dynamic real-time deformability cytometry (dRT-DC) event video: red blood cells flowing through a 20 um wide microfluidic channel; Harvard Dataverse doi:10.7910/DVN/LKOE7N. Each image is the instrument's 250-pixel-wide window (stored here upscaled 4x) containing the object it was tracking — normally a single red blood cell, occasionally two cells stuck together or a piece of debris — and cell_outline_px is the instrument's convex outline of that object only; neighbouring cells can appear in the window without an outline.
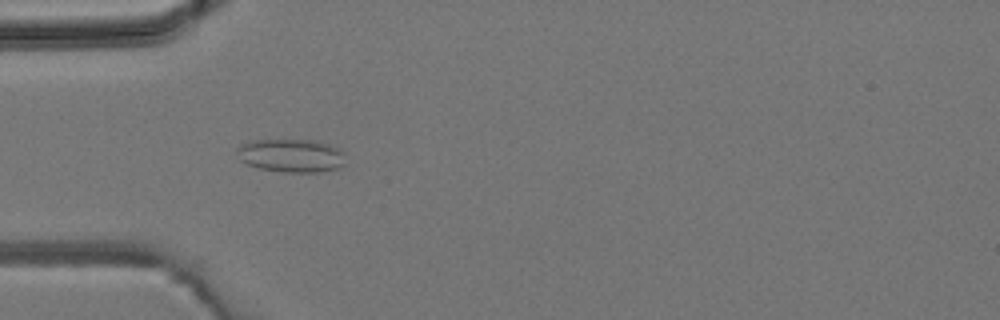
{"species": "common noctule bat (a hibernating species)", "species_latin": "Nyctalus noctula", "temperature_condition": "room temperature", "stored_images_in_passage": 4, "camera_frame_rate_fps": 3000, "um_per_image_px": 0.085, "animal": {"sex": "male", "body_mass_g": 19.2, "forearm_length_mm": 51.8}, "frame": {"image": 1, "passage_image": 3, "time_ms": 2.667, "image_size_px": [1000, 320], "cell_outline_px": [[344, 164], [340, 168], [320, 172], [284, 172], [260, 168], [248, 164], [240, 160], [236, 156], [236, 148], [240, 144], [252, 140], [312, 140], [328, 144], [344, 152]], "centroid_in_image_um": [24.72, 13.22], "position_along_channel_um": 60.3, "area_um2": 21.15}}
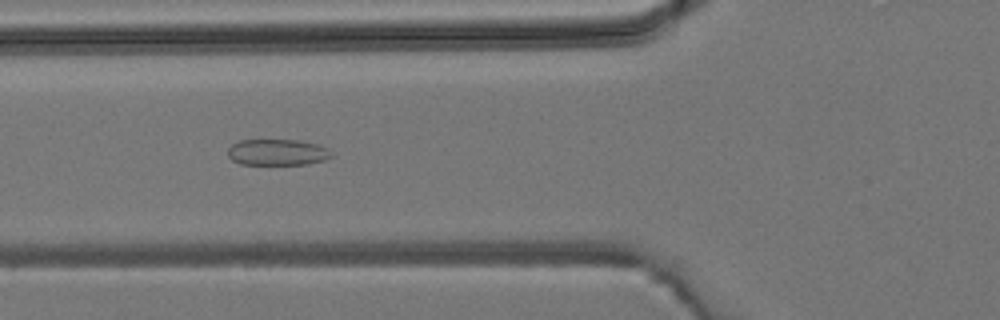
{"frame": {"image": 2, "passage_image": 4, "time_ms": 3.667, "image_size_px": [1000, 320], "cell_outline_px": [[336, 156], [324, 160], [308, 164], [240, 164], [232, 160], [228, 156], [228, 148], [232, 144], [240, 140], [300, 140], [320, 144], [328, 148]], "centroid_in_image_um": [23.63, 12.94], "position_along_channel_um": 102.2, "area_um2": 16.07}}